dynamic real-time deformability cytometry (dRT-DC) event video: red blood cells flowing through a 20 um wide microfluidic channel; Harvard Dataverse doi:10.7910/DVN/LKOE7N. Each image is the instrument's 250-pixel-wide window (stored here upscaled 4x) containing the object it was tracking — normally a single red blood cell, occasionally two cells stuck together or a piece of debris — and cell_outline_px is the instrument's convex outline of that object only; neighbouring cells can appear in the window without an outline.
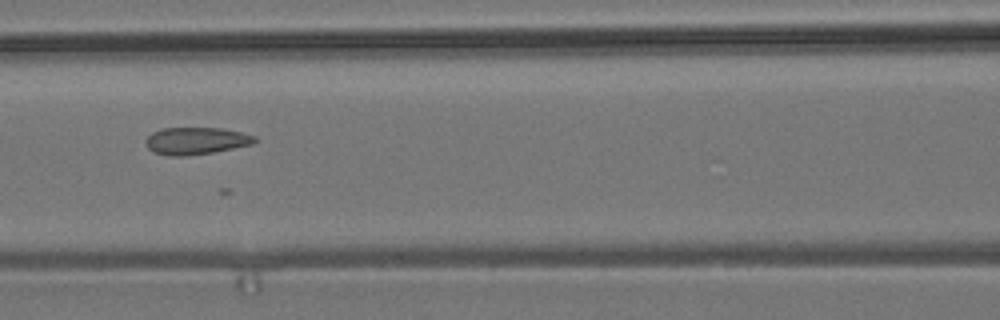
{"species": "common noctule bat (a hibernating species)", "species_latin": "Nyctalus noctula", "temperature_condition": "room temperature", "stored_images_in_passage": 25, "camera_frame_rate_fps": 3000, "um_per_image_px": 0.085, "animal": {"sex": "male", "body_mass_g": 19.2, "forearm_length_mm": 51.8}, "frame": {"image": 1, "passage_image": 10, "time_ms": 3.0, "image_size_px": [1000, 320], "cell_outline_px": [[260, 140], [252, 144], [212, 152], [184, 156], [168, 156], [152, 152], [144, 144], [144, 140], [152, 132], [160, 128], [220, 128], [240, 132], [256, 136]], "centroid_in_image_um": [16.62, 11.97], "position_along_channel_um": 150.0, "area_um2": 17.4}}
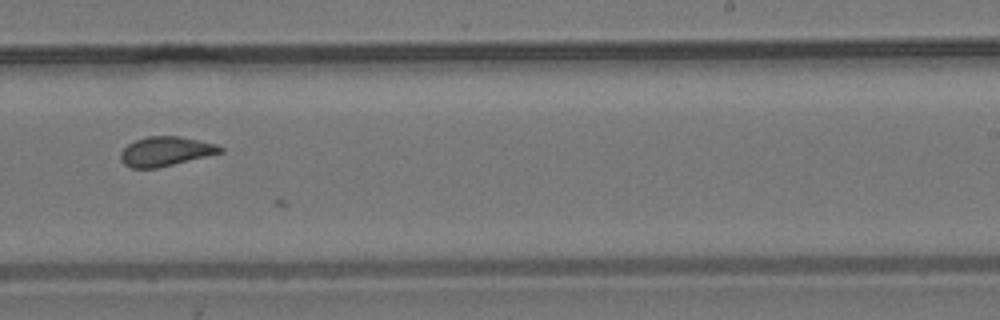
{"frame": {"image": 2, "passage_image": 20, "time_ms": 6.333, "image_size_px": [1000, 320], "cell_outline_px": [[224, 152], [208, 156], [156, 168], [132, 168], [124, 164], [120, 160], [120, 152], [128, 144], [136, 140], [148, 136], [180, 136], [216, 144], [224, 148]], "centroid_in_image_um": [14.08, 12.86], "position_along_channel_um": 274.9, "area_um2": 17.05}}
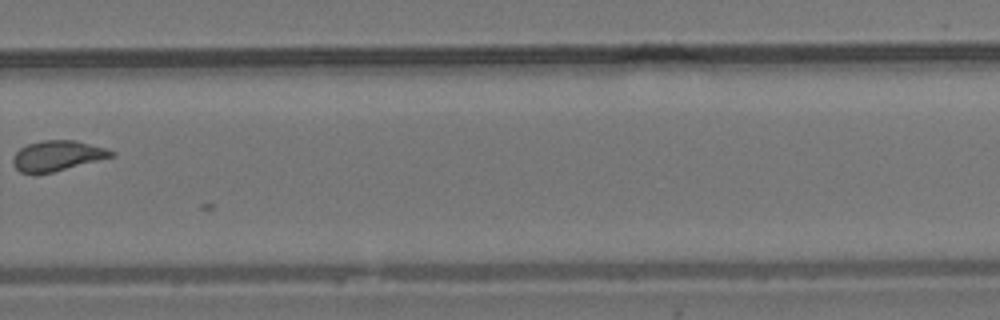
{"frame": {"image": 3, "passage_image": 24, "time_ms": 7.667, "image_size_px": [1000, 320], "cell_outline_px": [[116, 156], [52, 172], [32, 176], [20, 172], [12, 164], [12, 156], [20, 148], [28, 144], [44, 140], [76, 140], [104, 148], [116, 152]], "centroid_in_image_um": [4.83, 13.26], "position_along_channel_um": 325.0, "area_um2": 17.63}}